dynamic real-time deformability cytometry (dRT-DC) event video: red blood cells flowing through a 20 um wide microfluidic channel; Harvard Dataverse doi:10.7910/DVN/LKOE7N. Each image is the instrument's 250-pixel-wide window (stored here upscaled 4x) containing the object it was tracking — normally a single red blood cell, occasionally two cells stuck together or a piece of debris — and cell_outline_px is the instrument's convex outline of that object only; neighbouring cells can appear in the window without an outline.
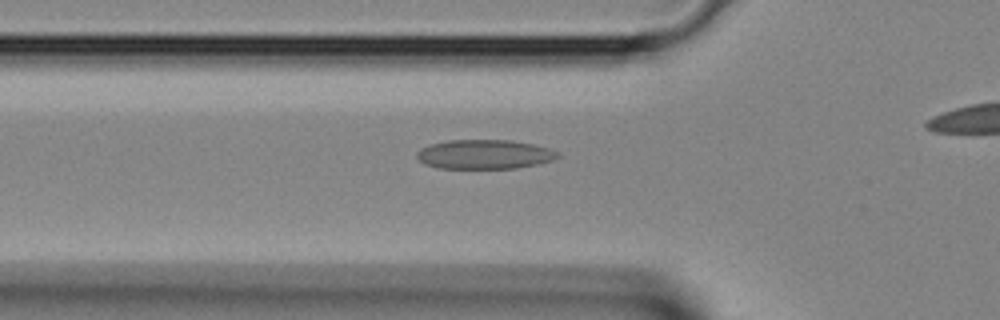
{"species": "Egyptian fruit bat (a non-hibernating species)", "species_latin": "Rousettus aegyptiacus", "temperature_condition": "room temperature", "stored_images_in_passage": 26, "camera_frame_rate_fps": 3000, "um_per_image_px": 0.085, "animal": {"sex": "female"}, "frame": {"image": 1, "passage_image": 7, "time_ms": 2.0, "image_size_px": [1000, 320], "cell_outline_px": [[560, 156], [552, 160], [540, 164], [516, 168], [436, 168], [424, 164], [416, 156], [416, 152], [420, 148], [432, 144], [448, 140], [512, 140], [532, 144], [548, 148], [560, 152]], "centroid_in_image_um": [41.19, 13.12], "position_along_channel_um": 84.6, "area_um2": 24.16}}
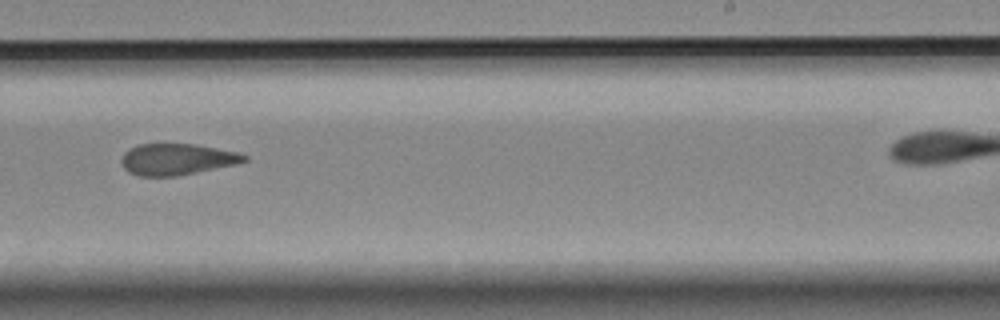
{"frame": {"image": 2, "passage_image": 18, "time_ms": 5.667, "image_size_px": [1000, 320], "cell_outline_px": [[248, 160], [236, 164], [176, 176], [136, 176], [128, 172], [124, 168], [120, 160], [124, 152], [140, 144], [196, 144], [236, 152], [248, 156]], "centroid_in_image_um": [15.01, 13.54], "position_along_channel_um": 274.0, "area_um2": 22.31}}
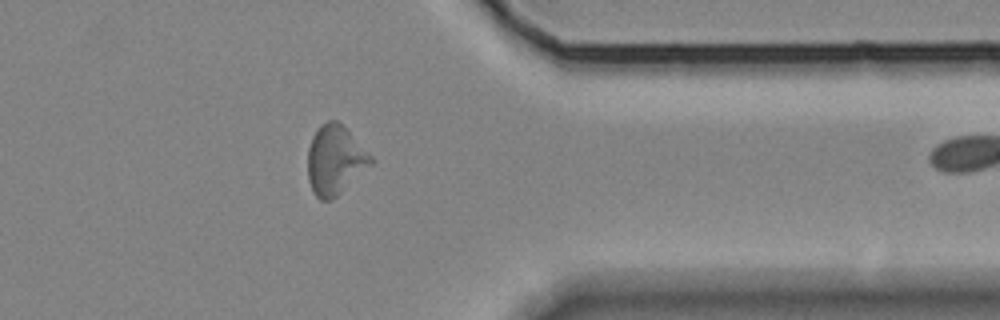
{"frame": {"image": 3, "passage_image": 25, "time_ms": 8.0, "image_size_px": [1000, 320], "cell_outline_px": [[376, 160], [372, 164], [332, 200], [320, 200], [312, 192], [308, 180], [308, 148], [312, 136], [320, 124], [328, 120], [336, 120]], "centroid_in_image_um": [28.45, 13.62], "position_along_channel_um": 382.9, "area_um2": 25.26}}